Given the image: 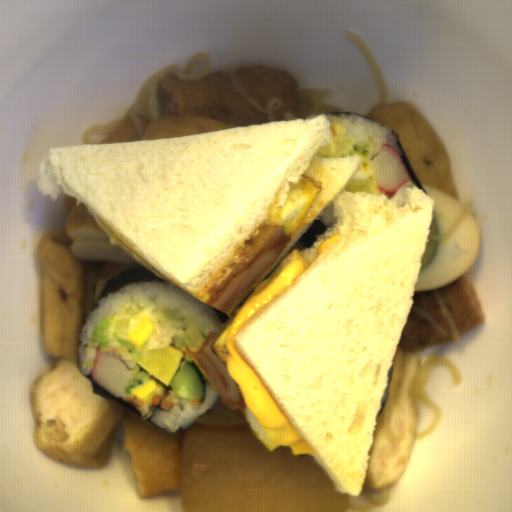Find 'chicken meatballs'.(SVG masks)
<instances>
[{
  "label": "chicken meatballs",
  "mask_w": 512,
  "mask_h": 512,
  "mask_svg": "<svg viewBox=\"0 0 512 512\" xmlns=\"http://www.w3.org/2000/svg\"><path fill=\"white\" fill-rule=\"evenodd\" d=\"M164 112L220 118L244 127L292 120L297 109V79L270 66L244 71H216L199 79H182L173 72L159 87Z\"/></svg>",
  "instance_id": "chicken-meatballs-1"
},
{
  "label": "chicken meatballs",
  "mask_w": 512,
  "mask_h": 512,
  "mask_svg": "<svg viewBox=\"0 0 512 512\" xmlns=\"http://www.w3.org/2000/svg\"><path fill=\"white\" fill-rule=\"evenodd\" d=\"M486 321L467 277L428 292H414L398 345L412 354L463 339Z\"/></svg>",
  "instance_id": "chicken-meatballs-2"
}]
</instances>
